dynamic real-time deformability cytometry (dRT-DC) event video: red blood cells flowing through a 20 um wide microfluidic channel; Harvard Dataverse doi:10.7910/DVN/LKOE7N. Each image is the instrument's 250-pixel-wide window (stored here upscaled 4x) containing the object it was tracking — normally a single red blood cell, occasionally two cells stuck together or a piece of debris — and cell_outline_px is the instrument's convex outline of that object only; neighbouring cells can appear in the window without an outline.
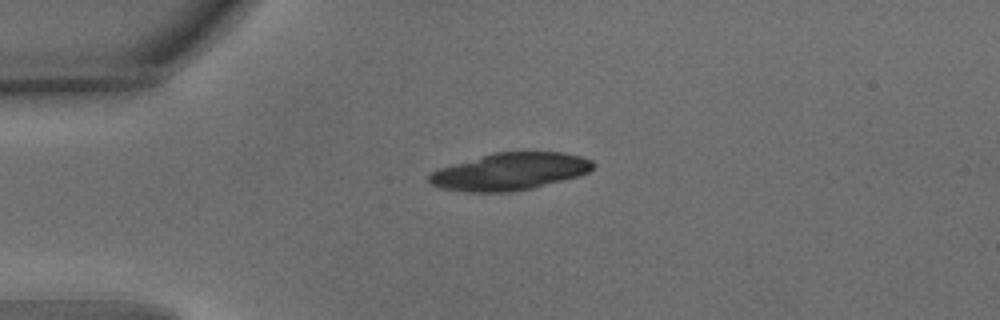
{"species": "common noctule bat (a hibernating species)", "species_latin": "Nyctalus noctula", "temperature_condition": "warm", "stored_images_in_passage": 38, "camera_frame_rate_fps": 3000, "um_per_image_px": 0.085, "animal": {"sex": "male", "body_mass_g": 15.6}, "frame": {"image": 1, "passage_image": 1, "time_ms": 0.0, "image_size_px": [1000, 320], "cell_outline_px": [[596, 164], [588, 172], [580, 176], [532, 188], [512, 192], [468, 192], [440, 188], [432, 184], [428, 180], [428, 176], [432, 172], [440, 168], [492, 152], [564, 152], [580, 156], [592, 160]], "centroid_in_image_um": [43.36, 14.58], "position_along_channel_um": 41.6, "area_um2": 35.6}}